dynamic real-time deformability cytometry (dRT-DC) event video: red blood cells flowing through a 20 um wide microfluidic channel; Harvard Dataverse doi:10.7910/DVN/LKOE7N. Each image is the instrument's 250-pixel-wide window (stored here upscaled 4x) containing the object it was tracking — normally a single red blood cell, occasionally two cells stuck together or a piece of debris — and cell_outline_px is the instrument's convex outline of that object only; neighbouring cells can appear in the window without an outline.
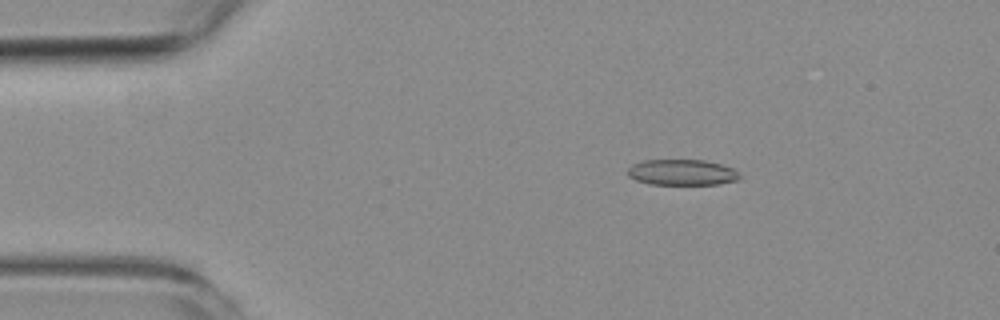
{"species": "common noctule bat (a hibernating species)", "species_latin": "Nyctalus noctula", "temperature_condition": "room temperature", "stored_images_in_passage": 4, "camera_frame_rate_fps": 3000, "um_per_image_px": 0.085, "animal": {"sex": "female", "body_mass_g": 19.3, "forearm_length_mm": 54.1}, "frame": {"image": 1, "passage_image": 2, "time_ms": 1.333, "image_size_px": [1000, 320], "cell_outline_px": [[740, 180], [720, 184], [648, 184], [636, 180], [628, 176], [628, 168], [632, 164], [644, 160], [704, 160], [720, 164], [732, 168], [740, 176]], "centroid_in_image_um": [57.96, 14.65], "position_along_channel_um": 27.0, "area_um2": 16.82}}
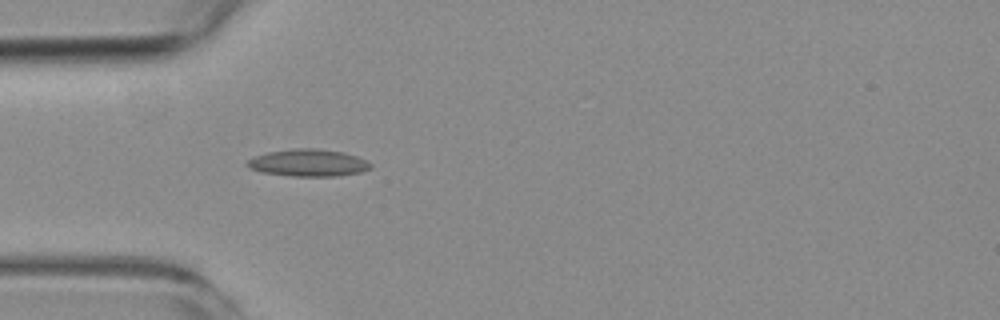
{"frame": {"image": 2, "passage_image": 4, "time_ms": 3.667, "image_size_px": [1000, 320], "cell_outline_px": [[372, 168], [360, 172], [336, 176], [292, 176], [260, 172], [248, 168], [244, 164], [248, 160], [256, 156], [268, 152], [292, 148], [320, 148], [344, 152], [356, 156], [372, 164]], "centroid_in_image_um": [26.18, 13.83], "position_along_channel_um": 58.8, "area_um2": 19.65}}